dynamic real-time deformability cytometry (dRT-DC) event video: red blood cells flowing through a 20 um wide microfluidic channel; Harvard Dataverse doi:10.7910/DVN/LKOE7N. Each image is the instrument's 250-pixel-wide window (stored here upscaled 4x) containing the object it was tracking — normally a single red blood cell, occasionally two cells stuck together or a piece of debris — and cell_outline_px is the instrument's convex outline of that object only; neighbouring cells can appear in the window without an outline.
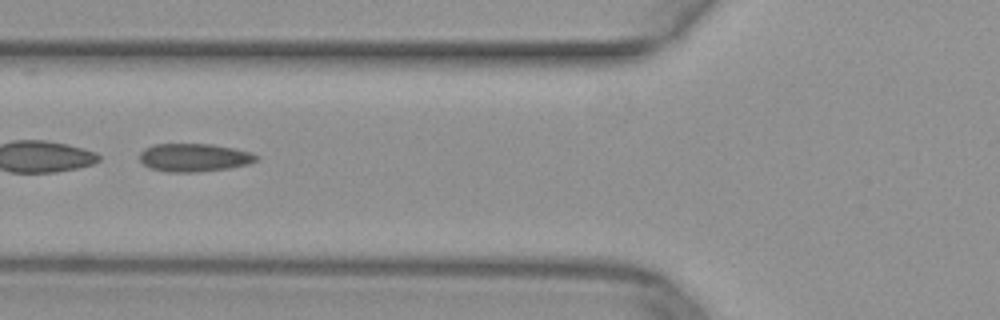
{"species": "common noctule bat (a hibernating species)", "species_latin": "Nyctalus noctula", "temperature_condition": "warm", "stored_images_in_passage": 35, "camera_frame_rate_fps": 3000, "um_per_image_px": 0.085, "animal": {"sex": "female", "body_mass_g": 29.2, "forearm_length_mm": 56.3}, "frame": {"image": 1, "passage_image": 7, "time_ms": 2.0, "image_size_px": [1000, 320], "cell_outline_px": [[260, 160], [248, 164], [228, 168], [196, 172], [168, 172], [148, 168], [140, 160], [140, 152], [144, 148], [156, 144], [212, 144], [232, 148], [248, 152], [260, 156]], "centroid_in_image_um": [16.5, 13.39], "position_along_channel_um": 109.3, "area_um2": 19.13}}
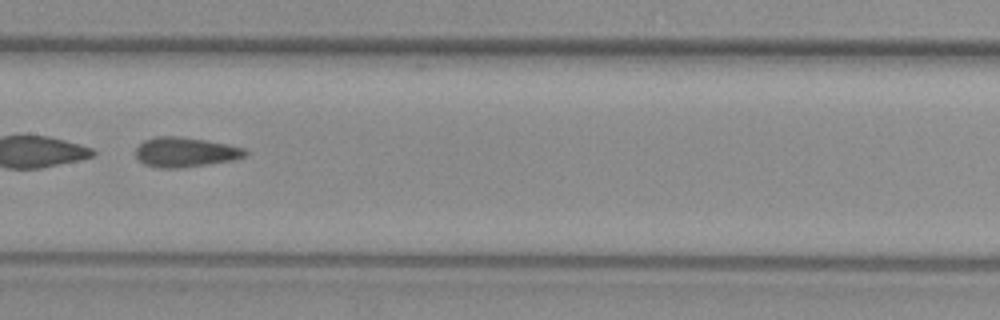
{"frame": {"image": 2, "passage_image": 13, "time_ms": 4.0, "image_size_px": [1000, 320], "cell_outline_px": [[248, 152], [244, 156], [232, 160], [208, 164], [180, 168], [160, 168], [144, 164], [136, 156], [136, 148], [144, 140], [156, 136], [180, 136], [228, 144], [244, 148]], "centroid_in_image_um": [15.73, 12.93], "position_along_channel_um": 191.7, "area_um2": 18.9}}
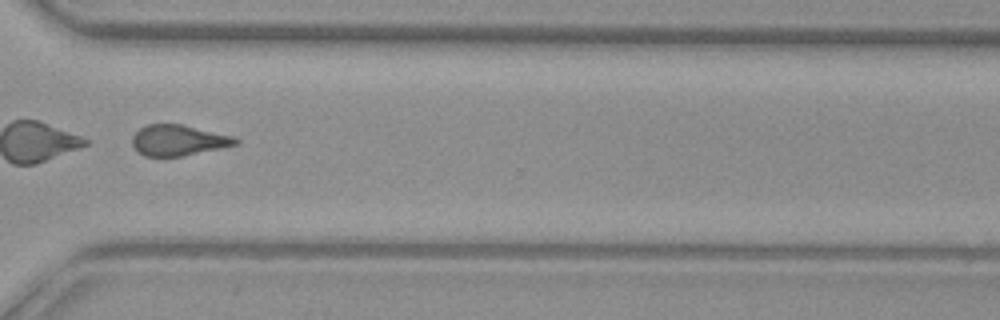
{"frame": {"image": 3, "passage_image": 25, "time_ms": 8.0, "image_size_px": [1000, 320], "cell_outline_px": [[240, 140], [236, 144], [220, 148], [180, 156], [144, 156], [136, 152], [132, 144], [132, 136], [140, 128], [148, 124], [180, 124], [232, 136]], "centroid_in_image_um": [15.1, 11.92], "position_along_channel_um": 355.5, "area_um2": 18.26}}